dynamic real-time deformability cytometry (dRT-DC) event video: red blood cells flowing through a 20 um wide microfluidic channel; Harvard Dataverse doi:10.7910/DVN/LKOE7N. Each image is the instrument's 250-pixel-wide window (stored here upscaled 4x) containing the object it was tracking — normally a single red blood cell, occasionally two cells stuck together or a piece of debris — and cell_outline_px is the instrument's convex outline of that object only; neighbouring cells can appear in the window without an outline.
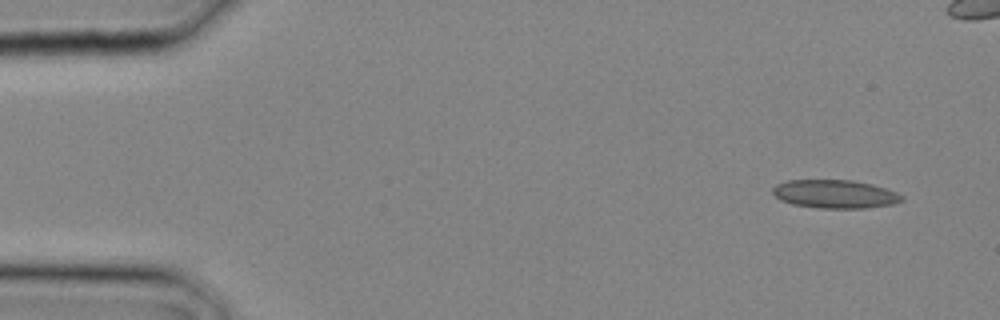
{"species": "common noctule bat (a hibernating species)", "species_latin": "Nyctalus noctula", "temperature_condition": "cold", "stored_images_in_passage": 3, "segment_of_instrument_passage": [2, 2], "camera_frame_rate_fps": 3000, "um_per_image_px": 0.085, "animal": {"sex": "male", "body_mass_g": 20.4}, "frame": {"image": 1, "passage_image": 3, "time_ms": 0.667, "image_size_px": [1000, 320], "cell_outline_px": [[904, 200], [892, 204], [868, 208], [816, 208], [792, 204], [780, 200], [772, 192], [772, 188], [776, 184], [788, 180], [852, 180], [872, 184], [896, 192], [904, 196]], "centroid_in_image_um": [70.96, 16.5], "position_along_channel_um": 14.0, "area_um2": 21.44}}